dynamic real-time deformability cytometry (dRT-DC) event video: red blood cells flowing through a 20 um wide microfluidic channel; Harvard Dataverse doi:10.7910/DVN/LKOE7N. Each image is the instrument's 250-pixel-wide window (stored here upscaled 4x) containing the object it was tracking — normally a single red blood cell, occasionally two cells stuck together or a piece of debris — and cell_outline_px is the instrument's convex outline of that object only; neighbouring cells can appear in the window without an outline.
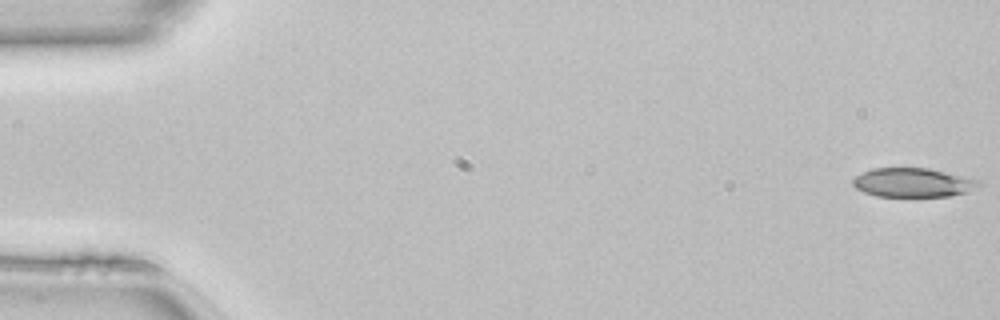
{"species": "common noctule bat (a hibernating species)", "species_latin": "Nyctalus noctula", "temperature_condition": "room temperature", "stored_images_in_passage": 50, "camera_frame_rate_fps": 3000, "um_per_image_px": 0.085, "animal": {"sex": "female", "body_mass_g": 22.7, "forearm_length_mm": 54.2}, "frame": {"image": 1, "passage_image": 1, "time_ms": 0.0, "image_size_px": [1000, 320], "cell_outline_px": [[984, 184], [980, 188], [968, 192], [948, 196], [876, 196], [864, 192], [856, 188], [852, 184], [852, 180], [856, 176], [872, 168], [928, 168], [980, 180]], "centroid_in_image_um": [77.65, 15.52], "position_along_channel_um": 7.3, "area_um2": 21.39}}
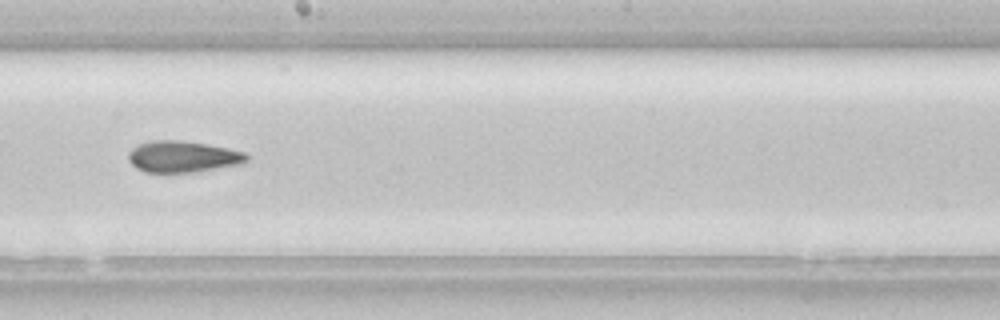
{"frame": {"image": 2, "passage_image": 28, "time_ms": 9.0, "image_size_px": [1000, 320], "cell_outline_px": [[248, 160], [244, 164], [196, 172], [144, 172], [136, 168], [128, 160], [128, 152], [132, 148], [140, 144], [152, 140], [180, 140], [228, 148], [244, 152], [248, 156]], "centroid_in_image_um": [15.55, 13.32], "position_along_channel_um": 232.7, "area_um2": 21.73}}
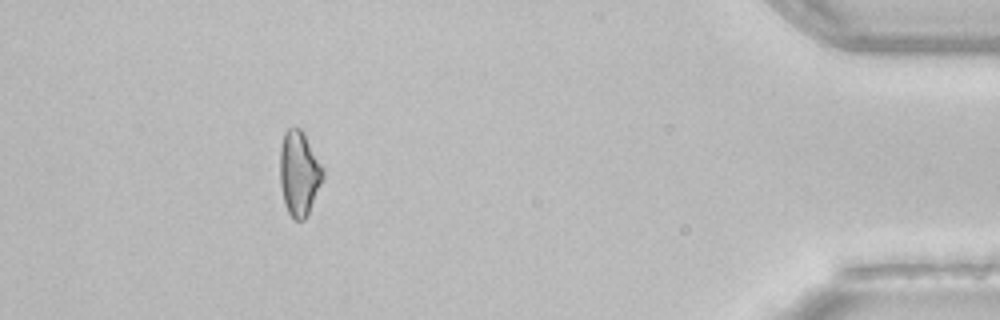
{"frame": {"image": 3, "passage_image": 45, "time_ms": 14.667, "image_size_px": [1000, 320], "cell_outline_px": [[324, 176], [308, 216], [304, 220], [296, 220], [288, 212], [284, 204], [280, 184], [280, 148], [284, 132], [288, 128], [300, 128], [324, 168]], "centroid_in_image_um": [25.42, 14.76], "position_along_channel_um": 409.8, "area_um2": 21.21}, "authors_computed_cell_mechanics": {"area_um2": 21.964, "velocity_mm_per_s": 4.1574, "shape_relaxation_time_tau1_ms": 7.0971, "shape_relaxation_time_tau2_ms": 4.2345, "deformation_change_tau1": 0.1407, "deformation_change_tau2": 0.12}}